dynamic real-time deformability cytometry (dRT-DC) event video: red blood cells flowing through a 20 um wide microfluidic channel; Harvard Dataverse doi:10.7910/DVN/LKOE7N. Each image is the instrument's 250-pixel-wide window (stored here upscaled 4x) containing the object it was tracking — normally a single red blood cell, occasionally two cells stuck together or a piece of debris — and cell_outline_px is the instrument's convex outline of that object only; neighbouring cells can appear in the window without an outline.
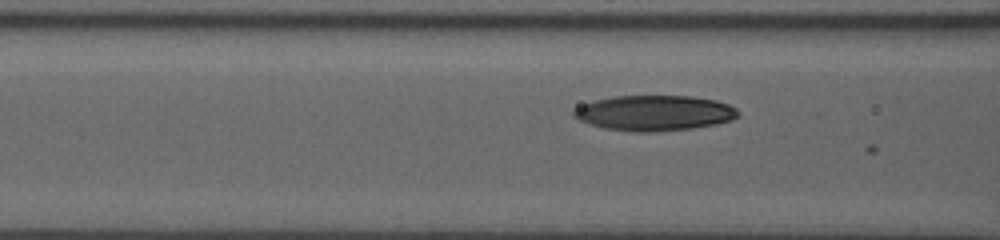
{"species": "human", "species_latin": "Homo sapiens", "temperature_condition": "room temperature", "stored_images_in_passage": 19, "segment_of_instrument_passage": [2, 2], "camera_frame_rate_fps": 3000, "um_per_image_px": 0.085, "donor": {"sex": "male"}, "frame": {"image": 1, "passage_image": 16, "time_ms": 4.0, "image_size_px": [1000, 240], "cell_outline_px": [[740, 116], [732, 120], [716, 124], [692, 128], [648, 132], [636, 132], [604, 128], [588, 124], [572, 116], [572, 112], [576, 108], [592, 100], [612, 96], [692, 96], [716, 100], [728, 104], [736, 108], [740, 112]], "centroid_in_image_um": [55.63, 9.6], "position_along_channel_um": 111.0, "area_um2": 34.04}}